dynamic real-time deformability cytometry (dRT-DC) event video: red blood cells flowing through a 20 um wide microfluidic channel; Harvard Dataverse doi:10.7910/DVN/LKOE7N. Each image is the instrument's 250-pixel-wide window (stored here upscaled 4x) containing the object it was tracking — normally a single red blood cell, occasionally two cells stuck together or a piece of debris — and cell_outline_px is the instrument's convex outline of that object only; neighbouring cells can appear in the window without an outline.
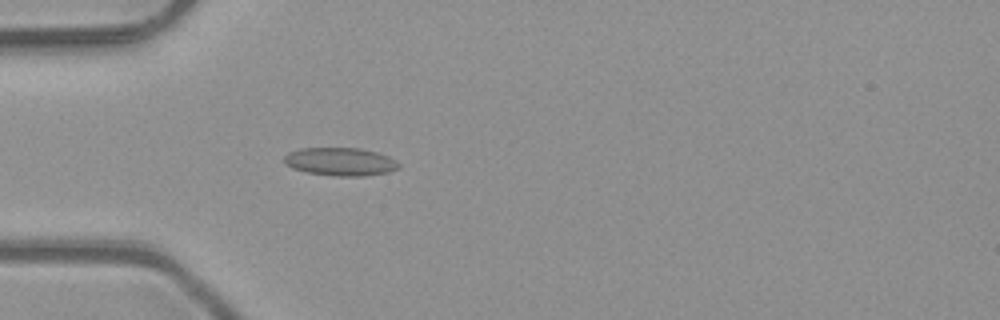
{"species": "common noctule bat (a hibernating species)", "species_latin": "Nyctalus noctula", "temperature_condition": "room temperature", "stored_images_in_passage": 39, "camera_frame_rate_fps": 3000, "um_per_image_px": 0.085, "animal": {"sex": "male", "body_mass_g": 23.1, "forearm_length_mm": 52.7}, "frame": {"image": 1, "passage_image": 10, "time_ms": 3.0, "image_size_px": [1000, 320], "cell_outline_px": [[400, 168], [388, 172], [364, 176], [336, 176], [308, 172], [292, 168], [284, 164], [284, 156], [288, 152], [300, 148], [360, 148], [376, 152], [388, 156], [396, 160], [400, 164]], "centroid_in_image_um": [28.93, 13.74], "position_along_channel_um": 56.1, "area_um2": 18.84}}
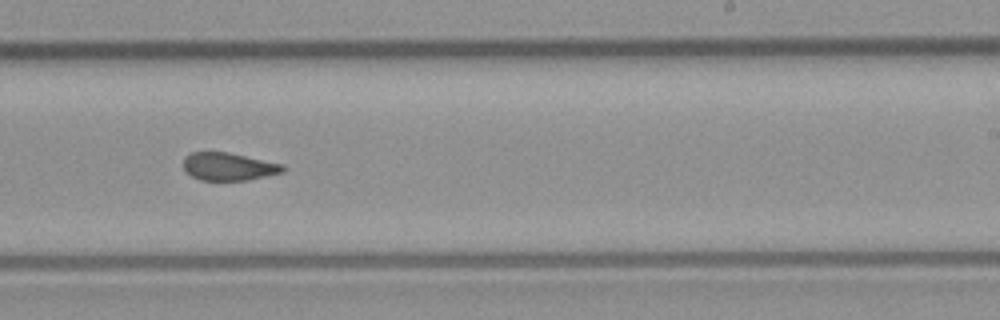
{"frame": {"image": 2, "passage_image": 26, "time_ms": 8.333, "image_size_px": [1000, 320], "cell_outline_px": [[284, 172], [248, 180], [200, 180], [192, 176], [184, 168], [184, 156], [192, 152], [228, 152], [284, 164]], "centroid_in_image_um": [19.45, 14.15], "position_along_channel_um": 269.6, "area_um2": 16.07}}
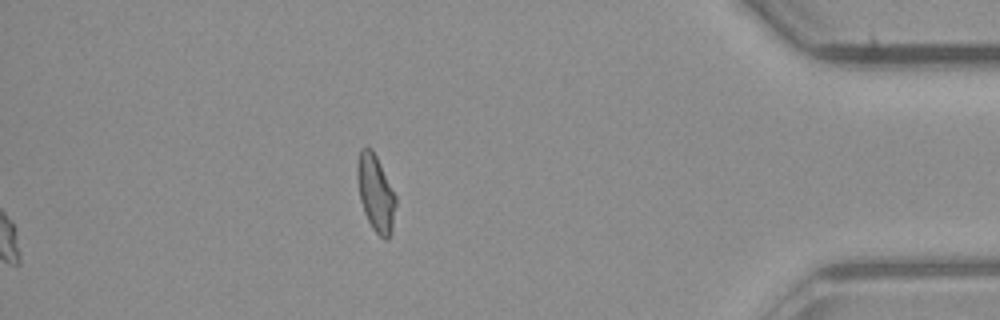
{"frame": {"image": 3, "passage_image": 39, "time_ms": 12.667, "image_size_px": [1000, 320], "cell_outline_px": [[396, 204], [392, 232], [388, 240], [384, 240], [372, 228], [364, 212], [360, 200], [356, 176], [356, 164], [360, 148], [368, 144], [372, 148], [396, 196]], "centroid_in_image_um": [31.91, 16.39], "position_along_channel_um": 403.3, "area_um2": 17.46}, "authors_computed_cell_mechanics": {"area_um2": 17.5134, "velocity_mm_per_s": 4.1129, "shape_relaxation_time_tau1_ms": 8.9948, "shape_relaxation_time_tau2_ms": 1.0332, "deformation_change_tau1": 0.1896, "deformation_change_tau2": 0.0775}}